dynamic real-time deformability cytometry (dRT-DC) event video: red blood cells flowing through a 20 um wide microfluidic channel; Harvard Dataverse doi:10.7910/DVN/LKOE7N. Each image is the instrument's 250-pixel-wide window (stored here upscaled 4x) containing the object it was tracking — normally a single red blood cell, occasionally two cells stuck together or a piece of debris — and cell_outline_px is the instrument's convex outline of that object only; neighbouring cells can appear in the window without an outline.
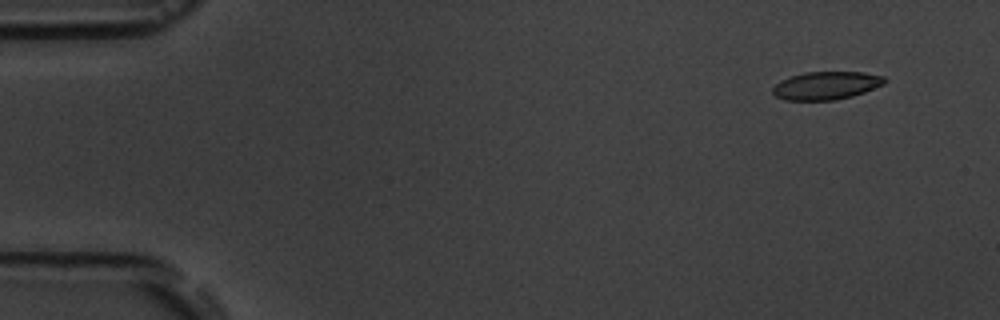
{"species": "common noctule bat (a hibernating species)", "species_latin": "Nyctalus noctula", "temperature_condition": "room temperature", "stored_images_in_passage": 9, "camera_frame_rate_fps": 3000, "um_per_image_px": 0.085, "animal": {"sex": "male", "body_mass_g": 19.5, "forearm_length_mm": 54.6}, "frame": {"image": 1, "passage_image": 2, "time_ms": 1.333, "image_size_px": [1000, 320], "cell_outline_px": [[888, 80], [884, 84], [864, 92], [852, 96], [832, 100], [784, 100], [776, 96], [772, 92], [772, 88], [780, 80], [788, 76], [804, 72], [864, 72], [884, 76]], "centroid_in_image_um": [70.22, 7.26], "position_along_channel_um": 14.8, "area_um2": 18.38}}
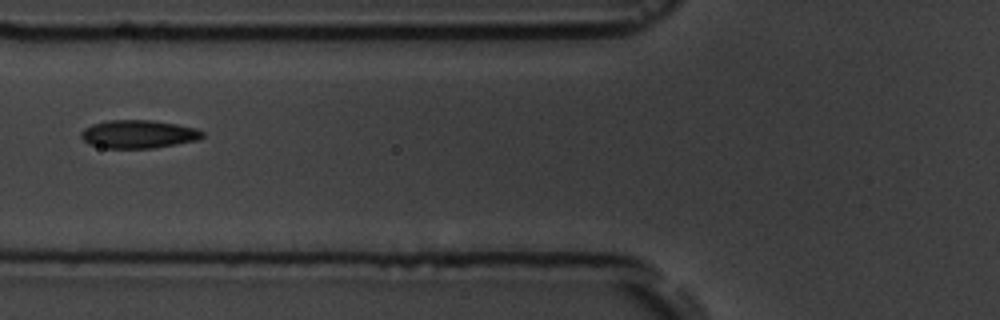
{"frame": {"image": 2, "passage_image": 7, "time_ms": 7.0, "image_size_px": [1000, 320], "cell_outline_px": [[204, 136], [200, 140], [152, 148], [108, 148], [88, 144], [80, 136], [80, 132], [84, 128], [92, 124], [108, 120], [152, 120], [176, 124], [196, 128], [204, 132]], "centroid_in_image_um": [11.77, 11.4], "position_along_channel_um": 114.0, "area_um2": 20.0}}
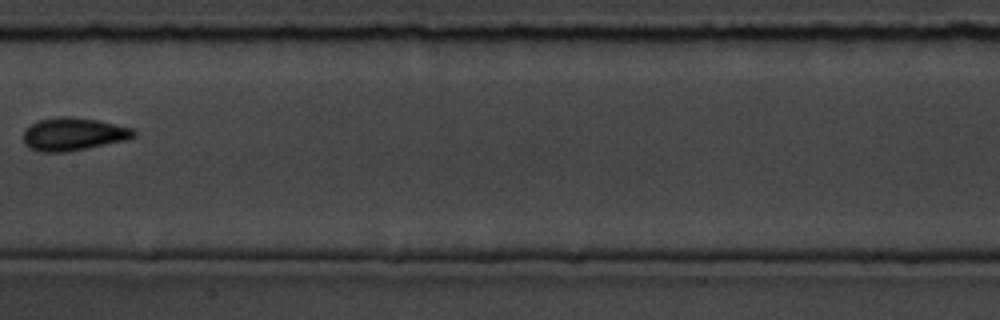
{"frame": {"image": 3, "passage_image": 9, "time_ms": 9.333, "image_size_px": [1000, 320], "cell_outline_px": [[136, 136], [128, 140], [88, 148], [64, 152], [40, 152], [24, 144], [24, 128], [40, 120], [56, 116], [68, 116], [96, 120], [132, 128], [136, 132]], "centroid_in_image_um": [6.24, 11.4], "position_along_channel_um": 201.2, "area_um2": 21.15}}